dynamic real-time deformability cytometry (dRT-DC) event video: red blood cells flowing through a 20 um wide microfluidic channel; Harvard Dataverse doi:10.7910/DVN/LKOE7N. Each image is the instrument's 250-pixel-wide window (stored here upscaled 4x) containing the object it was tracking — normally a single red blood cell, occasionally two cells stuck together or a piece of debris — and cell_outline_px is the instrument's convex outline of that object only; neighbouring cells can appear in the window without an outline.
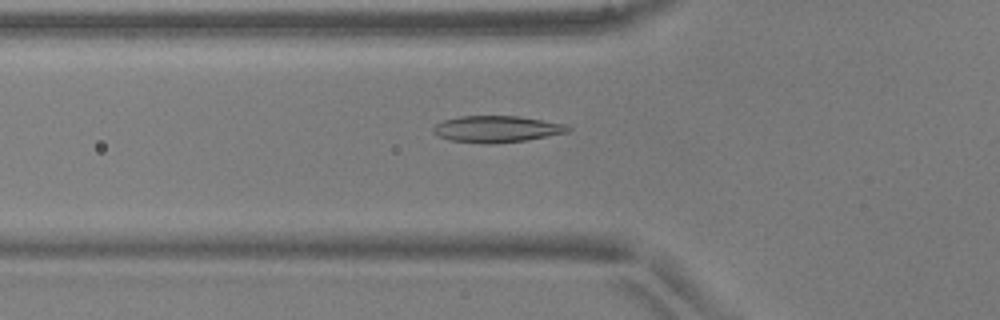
{"species": "common noctule bat (a hibernating species)", "species_latin": "Nyctalus noctula", "temperature_condition": "warm", "stored_images_in_passage": 51, "camera_frame_rate_fps": 3000, "um_per_image_px": 0.085, "animal": {"sex": "male", "body_mass_g": 17.9, "forearm_length_mm": 54.2}, "frame": {"image": 1, "passage_image": 18, "time_ms": 5.667, "image_size_px": [1000, 320], "cell_outline_px": [[572, 128], [568, 132], [528, 140], [492, 144], [484, 144], [448, 140], [432, 132], [432, 128], [436, 124], [444, 120], [460, 116], [520, 116], [564, 124]], "centroid_in_image_um": [42.21, 10.98], "position_along_channel_um": 83.6, "area_um2": 20.92}}
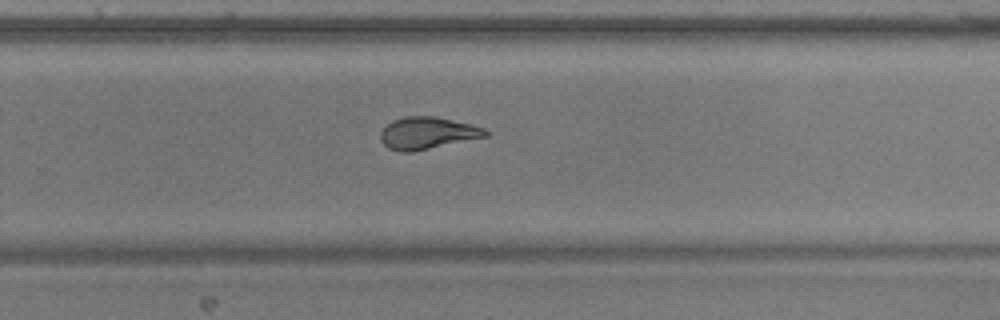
{"frame": {"image": 2, "passage_image": 34, "time_ms": 11.0, "image_size_px": [1000, 320], "cell_outline_px": [[488, 136], [412, 152], [400, 152], [388, 148], [380, 140], [380, 132], [392, 120], [404, 116], [436, 116], [472, 124], [484, 128], [488, 132]], "centroid_in_image_um": [36.32, 11.31], "position_along_channel_um": 293.5, "area_um2": 19.71}}
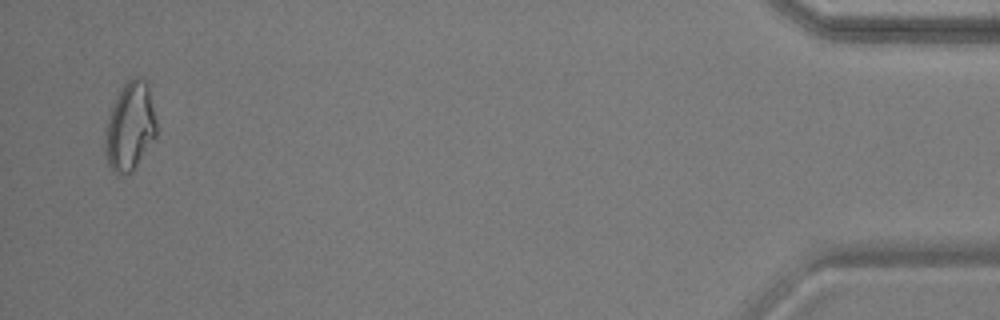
{"frame": {"image": 3, "passage_image": 50, "time_ms": 16.333, "image_size_px": [1000, 320], "cell_outline_px": [[156, 136], [132, 172], [120, 176], [108, 164], [104, 152], [104, 136], [108, 120], [112, 108], [120, 88], [132, 76], [136, 76], [144, 80], [148, 84], [156, 120]], "centroid_in_image_um": [11.04, 10.76], "position_along_channel_um": 424.2, "area_um2": 26.36}, "authors_computed_cell_mechanics": {"area_um2": 20.4034, "velocity_mm_per_s": 3.9227, "shape_relaxation_time_tau1_ms": 9.7203, "shape_relaxation_time_tau2_ms": 1.0556, "deformation_change_tau1": 0.2571, "deformation_change_tau2": 0.0772}}